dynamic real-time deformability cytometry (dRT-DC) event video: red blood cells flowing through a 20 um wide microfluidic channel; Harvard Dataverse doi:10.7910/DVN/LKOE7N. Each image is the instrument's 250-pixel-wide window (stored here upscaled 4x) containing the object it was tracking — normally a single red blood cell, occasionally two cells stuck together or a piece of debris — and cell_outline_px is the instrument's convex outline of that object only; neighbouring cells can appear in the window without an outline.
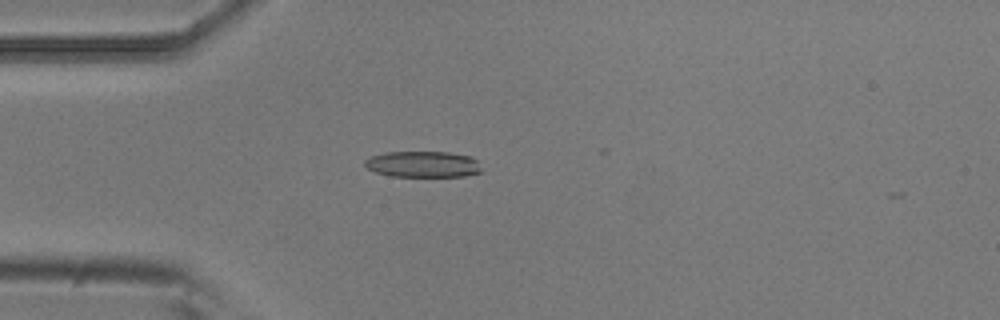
{"species": "common noctule bat (a hibernating species)", "species_latin": "Nyctalus noctula", "temperature_condition": "room temperature", "stored_images_in_passage": 4, "camera_frame_rate_fps": 3000, "um_per_image_px": 0.085, "animal": {"sex": "male", "body_mass_g": 20.5, "forearm_length_mm": 52.5}, "frame": {"image": 1, "passage_image": 4, "time_ms": 1.0, "image_size_px": [1000, 320], "cell_outline_px": [[480, 172], [464, 176], [392, 176], [376, 172], [368, 168], [364, 164], [364, 160], [372, 156], [384, 152], [448, 152], [472, 156], [476, 160], [480, 168]], "centroid_in_image_um": [35.94, 13.95], "position_along_channel_um": 49.1, "area_um2": 17.63}}